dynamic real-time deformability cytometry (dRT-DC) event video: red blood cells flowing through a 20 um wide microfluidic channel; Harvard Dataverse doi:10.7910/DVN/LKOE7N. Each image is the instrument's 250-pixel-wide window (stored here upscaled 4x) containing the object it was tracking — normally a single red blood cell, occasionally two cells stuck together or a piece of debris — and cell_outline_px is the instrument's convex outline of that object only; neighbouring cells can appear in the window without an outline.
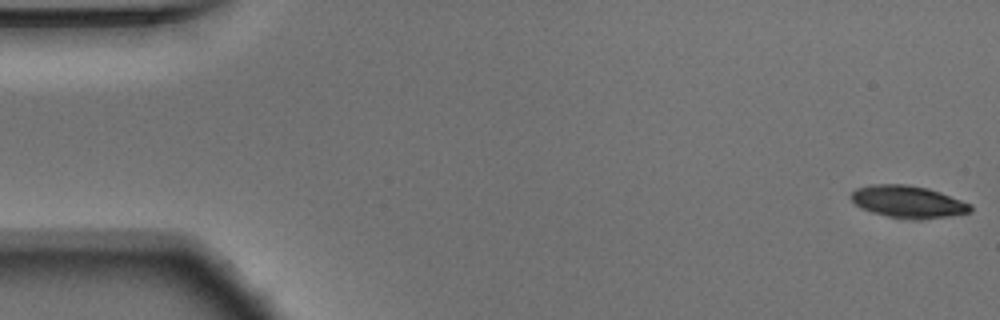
{"species": "Egyptian fruit bat (a non-hibernating species)", "species_latin": "Rousettus aegyptiacus", "temperature_condition": "warm", "stored_images_in_passage": 9, "camera_frame_rate_fps": 3000, "um_per_image_px": 0.085, "animal": {"sex": "male"}, "frame": {"image": 1, "passage_image": 1, "time_ms": 0.0, "image_size_px": [1000, 320], "cell_outline_px": [[972, 212], [948, 216], [888, 216], [872, 212], [856, 204], [848, 196], [856, 188], [872, 184], [908, 184], [928, 188], [940, 192], [972, 204]], "centroid_in_image_um": [77.16, 17.08], "position_along_channel_um": 7.8, "area_um2": 21.5}}